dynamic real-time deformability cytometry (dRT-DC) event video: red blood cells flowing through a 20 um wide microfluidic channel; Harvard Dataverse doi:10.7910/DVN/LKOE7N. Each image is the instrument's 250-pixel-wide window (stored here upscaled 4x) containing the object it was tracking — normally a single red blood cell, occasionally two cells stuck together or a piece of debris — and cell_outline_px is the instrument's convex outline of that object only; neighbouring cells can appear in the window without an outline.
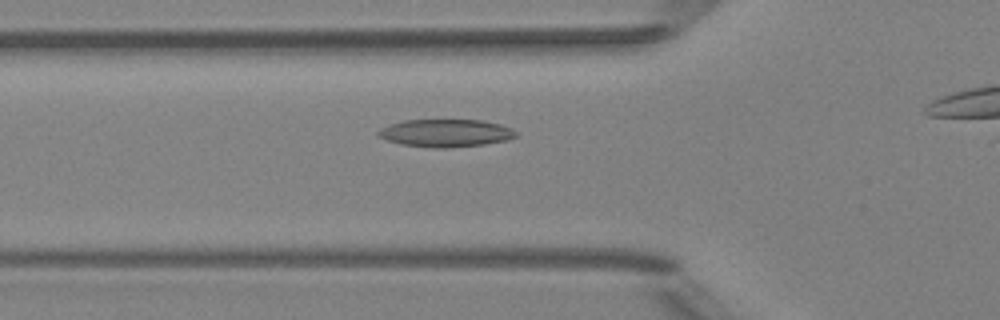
{"species": "Egyptian fruit bat (a non-hibernating species)", "species_latin": "Rousettus aegyptiacus", "temperature_condition": "room temperature", "stored_images_in_passage": 36, "camera_frame_rate_fps": 3000, "um_per_image_px": 0.085, "animal": {"sex": "female"}, "frame": {"image": 1, "passage_image": 12, "time_ms": 3.667, "image_size_px": [1000, 320], "cell_outline_px": [[516, 136], [508, 140], [484, 144], [448, 148], [432, 148], [400, 144], [376, 136], [376, 132], [380, 128], [404, 120], [484, 120], [500, 124], [512, 128], [516, 132]], "centroid_in_image_um": [37.88, 11.31], "position_along_channel_um": 87.9, "area_um2": 22.31}}
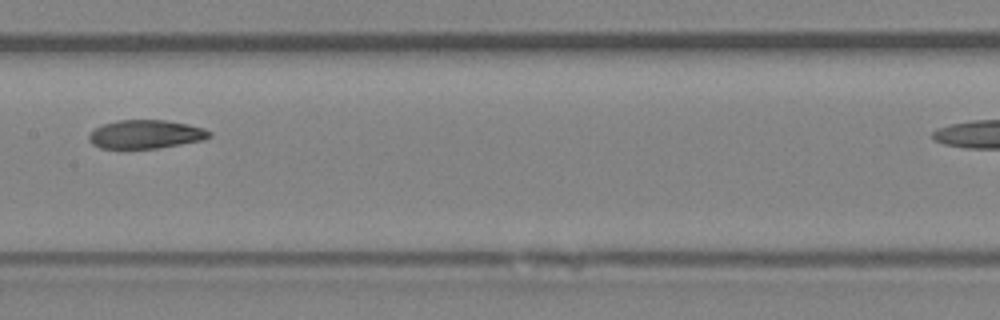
{"frame": {"image": 2, "passage_image": 20, "time_ms": 6.333, "image_size_px": [1000, 320], "cell_outline_px": [[212, 136], [204, 140], [160, 148], [120, 152], [100, 148], [92, 144], [88, 140], [88, 136], [96, 128], [104, 124], [116, 120], [164, 120], [188, 124], [204, 128], [212, 132]], "centroid_in_image_um": [12.35, 11.47], "position_along_channel_um": 195.0, "area_um2": 20.98}}
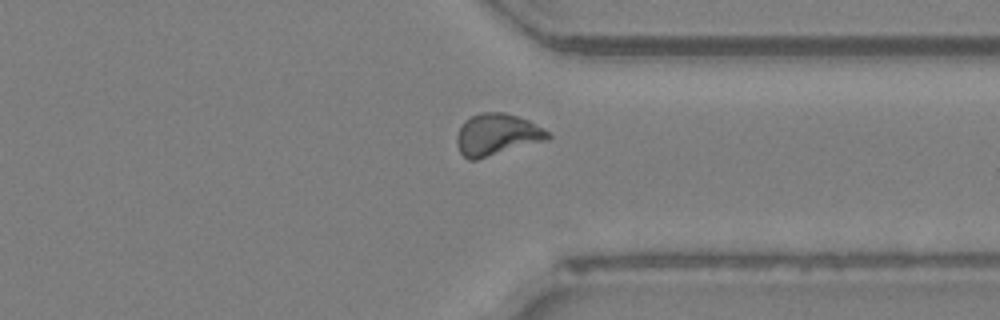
{"frame": {"image": 3, "passage_image": 33, "time_ms": 10.667, "image_size_px": [1000, 320], "cell_outline_px": [[552, 136], [548, 140], [476, 160], [468, 160], [460, 152], [456, 144], [456, 136], [464, 120], [480, 112], [504, 112], [528, 120], [544, 128]], "centroid_in_image_um": [42.24, 11.45], "position_along_channel_um": 369.2, "area_um2": 22.25}}